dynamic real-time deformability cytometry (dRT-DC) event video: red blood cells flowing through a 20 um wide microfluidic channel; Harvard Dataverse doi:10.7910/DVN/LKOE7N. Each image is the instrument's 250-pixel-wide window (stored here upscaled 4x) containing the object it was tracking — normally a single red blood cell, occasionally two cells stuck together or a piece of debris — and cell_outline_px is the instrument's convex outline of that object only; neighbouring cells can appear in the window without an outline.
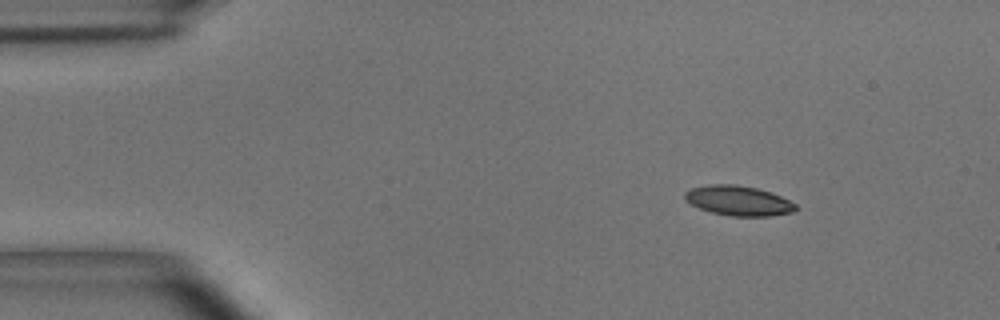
{"species": "common noctule bat (a hibernating species)", "species_latin": "Nyctalus noctula", "temperature_condition": "room temperature", "stored_images_in_passage": 2, "camera_frame_rate_fps": 3000, "um_per_image_px": 0.085, "animal": {"sex": "male", "body_mass_g": 15.6}, "frame": {"image": 1, "passage_image": 1, "time_ms": 0.0, "image_size_px": [1000, 320], "cell_outline_px": [[796, 208], [792, 212], [768, 216], [728, 216], [712, 212], [700, 208], [692, 204], [684, 196], [684, 192], [692, 188], [712, 184], [736, 184], [756, 188], [780, 196], [796, 204]], "centroid_in_image_um": [62.76, 17.06], "position_along_channel_um": 22.2, "area_um2": 18.96}}
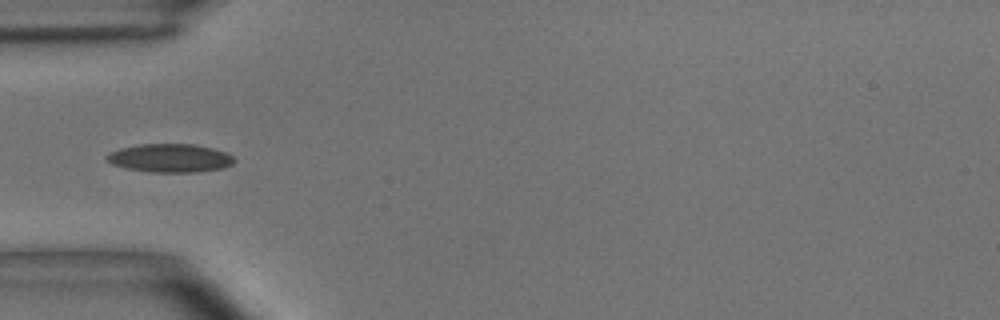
{"frame": {"image": 2, "passage_image": 2, "time_ms": 0.333, "image_size_px": [1000, 320], "cell_outline_px": [[236, 160], [232, 164], [224, 168], [196, 172], [148, 172], [124, 168], [112, 164], [104, 156], [120, 148], [140, 144], [196, 144], [212, 148], [224, 152], [232, 156]], "centroid_in_image_um": [14.45, 13.44], "position_along_channel_um": 70.5, "area_um2": 21.15}}